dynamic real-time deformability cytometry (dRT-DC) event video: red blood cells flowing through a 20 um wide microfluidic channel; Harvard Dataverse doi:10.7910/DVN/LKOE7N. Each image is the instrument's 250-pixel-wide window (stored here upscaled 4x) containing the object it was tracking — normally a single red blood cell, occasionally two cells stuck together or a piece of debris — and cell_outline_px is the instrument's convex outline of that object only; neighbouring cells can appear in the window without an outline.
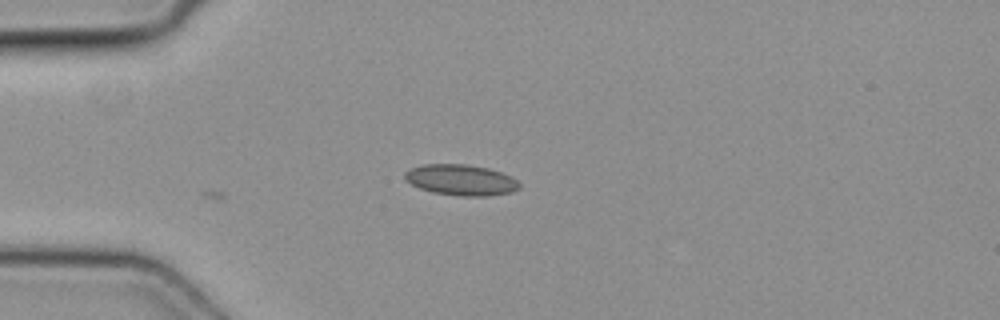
{"species": "common noctule bat (a hibernating species)", "species_latin": "Nyctalus noctula", "temperature_condition": "cold", "stored_images_in_passage": 13, "camera_frame_rate_fps": 3000, "um_per_image_px": 0.085, "animal": {"sex": "female", "body_mass_g": 19.3, "forearm_length_mm": 54.1}, "frame": {"image": 1, "passage_image": 13, "time_ms": 4.0, "image_size_px": [1000, 320], "cell_outline_px": [[520, 188], [512, 192], [488, 196], [460, 196], [432, 192], [420, 188], [404, 180], [404, 172], [412, 168], [424, 164], [464, 164], [488, 168], [512, 176], [520, 184]], "centroid_in_image_um": [39.19, 15.3], "position_along_channel_um": 45.8, "area_um2": 20.63}}